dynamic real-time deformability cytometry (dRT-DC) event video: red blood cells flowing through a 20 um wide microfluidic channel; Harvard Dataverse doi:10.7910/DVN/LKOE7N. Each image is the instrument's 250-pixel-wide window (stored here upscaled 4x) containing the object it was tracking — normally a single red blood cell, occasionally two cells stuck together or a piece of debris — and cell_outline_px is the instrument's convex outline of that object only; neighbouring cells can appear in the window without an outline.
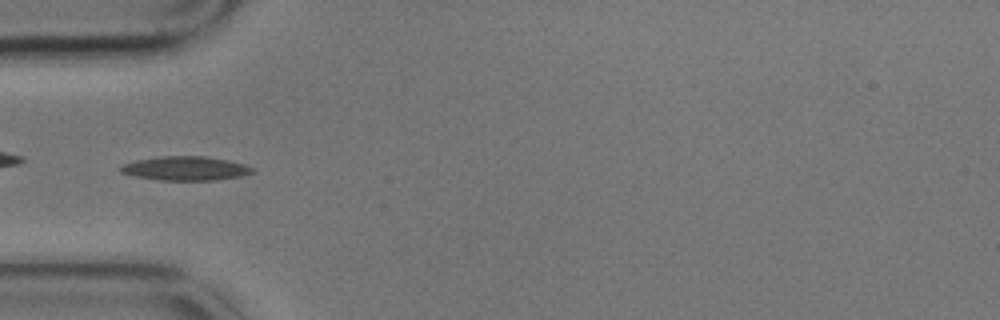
{"species": "common noctule bat (a hibernating species)", "species_latin": "Nyctalus noctula", "temperature_condition": "cold", "stored_images_in_passage": 8, "camera_frame_rate_fps": 3000, "um_per_image_px": 0.085, "animal": {"sex": "male", "body_mass_g": 17.9}, "frame": {"image": 1, "passage_image": 4, "time_ms": 1.0, "image_size_px": [1000, 320], "cell_outline_px": [[256, 168], [252, 172], [240, 176], [212, 180], [160, 180], [136, 176], [120, 172], [116, 168], [124, 164], [136, 160], [160, 156], [204, 156], [228, 160], [244, 164]], "centroid_in_image_um": [15.74, 14.3], "position_along_channel_um": 69.3, "area_um2": 18.38}}
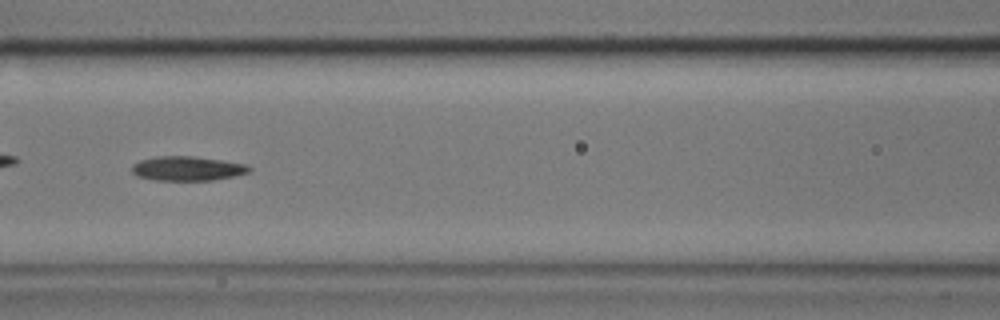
{"frame": {"image": 2, "passage_image": 6, "time_ms": 1.667, "image_size_px": [1000, 320], "cell_outline_px": [[252, 168], [248, 172], [232, 176], [212, 180], [156, 180], [136, 176], [132, 172], [132, 164], [140, 160], [156, 156], [192, 156], [248, 164]], "centroid_in_image_um": [15.9, 14.31], "position_along_channel_um": 150.7, "area_um2": 16.59}}